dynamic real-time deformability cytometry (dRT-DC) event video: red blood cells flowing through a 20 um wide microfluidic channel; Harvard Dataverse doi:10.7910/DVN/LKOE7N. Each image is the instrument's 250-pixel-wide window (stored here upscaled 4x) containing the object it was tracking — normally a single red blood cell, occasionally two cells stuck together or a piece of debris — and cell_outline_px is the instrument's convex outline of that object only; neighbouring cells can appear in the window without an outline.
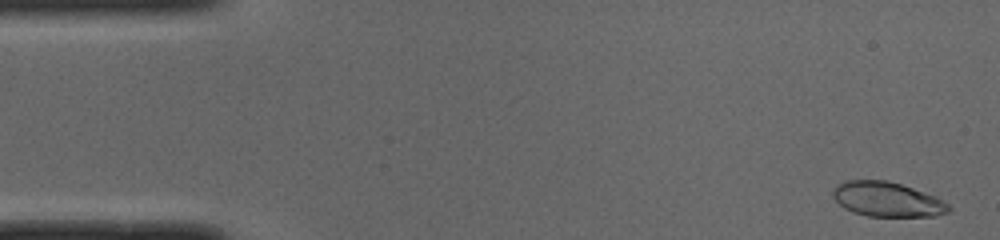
{"species": "common noctule bat (a hibernating species)", "species_latin": "Nyctalus noctula", "temperature_condition": "cold", "stored_images_in_passage": 50, "camera_frame_rate_fps": 3000, "um_per_image_px": 0.085, "animal": {"sex": "male", "body_mass_g": 19.0, "forearm_length_mm": 50.8}, "frame": {"image": 1, "passage_image": 2, "time_ms": 0.333, "image_size_px": [1000, 240], "cell_outline_px": [[952, 208], [948, 212], [936, 216], [868, 216], [852, 212], [844, 208], [832, 196], [832, 188], [836, 184], [844, 180], [888, 180], [936, 196], [948, 204]], "centroid_in_image_um": [75.38, 16.94], "position_along_channel_um": 9.6, "area_um2": 23.52}}
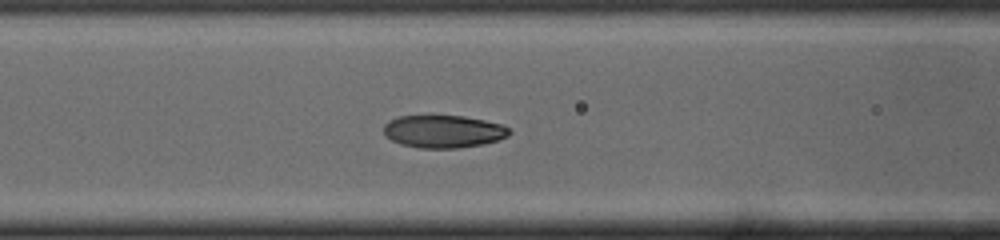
{"frame": {"image": 2, "passage_image": 20, "time_ms": 6.333, "image_size_px": [1000, 240], "cell_outline_px": [[512, 132], [508, 136], [484, 144], [460, 148], [420, 148], [400, 144], [384, 136], [384, 124], [388, 120], [400, 116], [428, 112], [464, 116], [504, 124]], "centroid_in_image_um": [37.65, 11.12], "position_along_channel_um": 128.9, "area_um2": 24.97}}
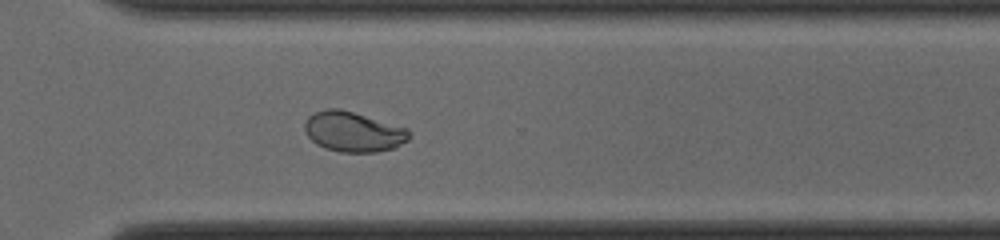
{"frame": {"image": 3, "passage_image": 36, "time_ms": 11.667, "image_size_px": [1000, 240], "cell_outline_px": [[412, 132], [408, 140], [396, 148], [376, 152], [340, 152], [324, 148], [316, 144], [304, 132], [304, 124], [308, 116], [324, 108], [336, 108], [352, 112], [408, 128]], "centroid_in_image_um": [30.04, 11.21], "position_along_channel_um": 340.6, "area_um2": 24.57}, "authors_computed_cell_mechanics": {"area_um2": 24.4494, "velocity_mm_per_s": 3.9642, "shape_relaxation_time_tau1_ms": 8.4333, "shape_relaxation_time_tau2_ms": 1.0789, "deformation_change_tau1": 0.2306, "deformation_change_tau2": 0.0436}}